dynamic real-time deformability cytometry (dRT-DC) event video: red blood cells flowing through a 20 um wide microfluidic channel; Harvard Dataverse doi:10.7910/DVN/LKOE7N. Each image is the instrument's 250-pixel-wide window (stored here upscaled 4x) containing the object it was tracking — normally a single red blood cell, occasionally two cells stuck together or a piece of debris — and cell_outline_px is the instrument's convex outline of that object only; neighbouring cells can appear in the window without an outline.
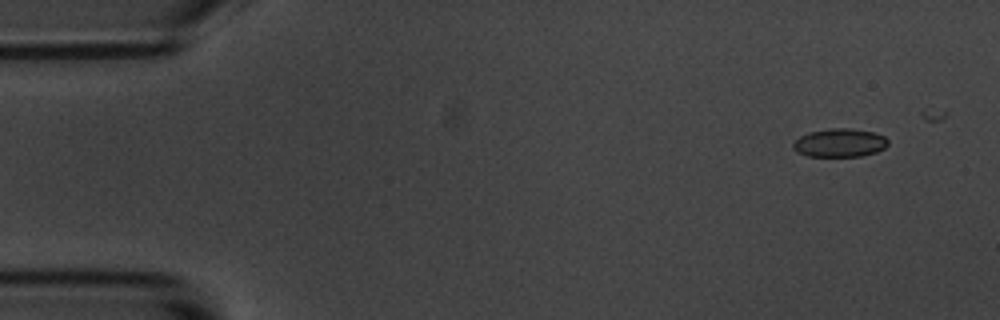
{"species": "common noctule bat (a hibernating species)", "species_latin": "Nyctalus noctula", "temperature_condition": "room temperature", "stored_images_in_passage": 6, "camera_frame_rate_fps": 3000, "um_per_image_px": 0.085, "animal": {"sex": "male", "body_mass_g": 20.1, "forearm_length_mm": 53.5}, "frame": {"image": 1, "passage_image": 1, "time_ms": 0.0, "image_size_px": [1000, 320], "cell_outline_px": [[888, 144], [884, 148], [876, 152], [860, 156], [808, 156], [796, 152], [792, 148], [792, 144], [800, 136], [808, 132], [832, 128], [848, 128], [872, 132], [884, 136], [888, 140]], "centroid_in_image_um": [71.35, 12.14], "position_along_channel_um": 13.7, "area_um2": 15.66}}
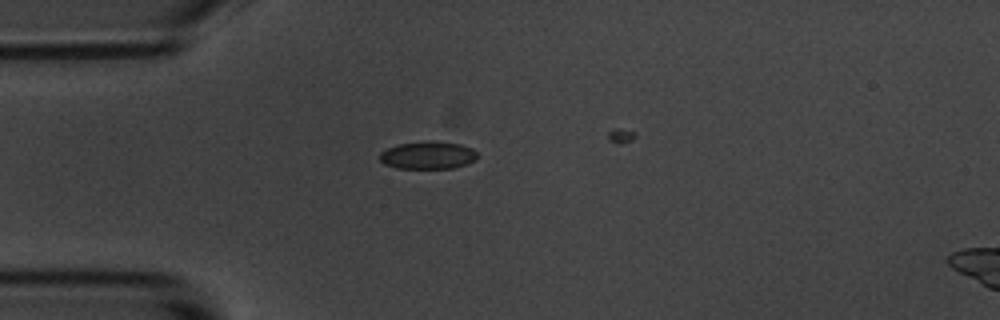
{"frame": {"image": 2, "passage_image": 4, "time_ms": 3.667, "image_size_px": [1000, 320], "cell_outline_px": [[476, 160], [468, 164], [452, 168], [396, 168], [384, 164], [380, 160], [380, 152], [396, 144], [432, 140], [460, 144], [472, 148], [476, 152]], "centroid_in_image_um": [36.37, 13.19], "position_along_channel_um": 48.6, "area_um2": 15.84}}